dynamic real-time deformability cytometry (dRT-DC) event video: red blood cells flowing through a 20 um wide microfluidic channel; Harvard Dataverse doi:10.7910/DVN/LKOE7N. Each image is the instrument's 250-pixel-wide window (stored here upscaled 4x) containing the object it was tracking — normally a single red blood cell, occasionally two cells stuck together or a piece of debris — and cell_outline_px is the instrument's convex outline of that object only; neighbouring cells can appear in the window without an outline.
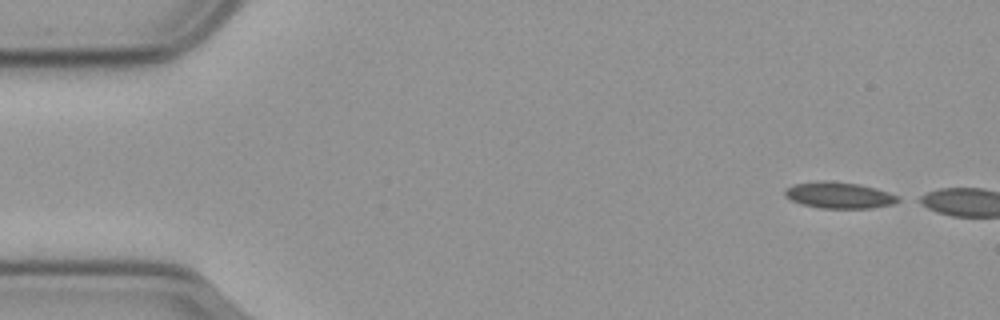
{"species": "common noctule bat (a hibernating species)", "species_latin": "Nyctalus noctula", "temperature_condition": "cold", "stored_images_in_passage": 6, "camera_frame_rate_fps": 3000, "um_per_image_px": 0.085, "animal": {"sex": "male", "body_mass_g": 23.1, "forearm_length_mm": 52.7}, "frame": {"image": 1, "passage_image": 1, "time_ms": 0.0, "image_size_px": [1000, 320], "cell_outline_px": [[900, 200], [892, 204], [872, 208], [820, 208], [800, 204], [784, 196], [784, 188], [792, 184], [816, 180], [824, 180], [860, 184], [876, 188], [900, 196]], "centroid_in_image_um": [71.28, 16.58], "position_along_channel_um": 13.7, "area_um2": 17.63}}